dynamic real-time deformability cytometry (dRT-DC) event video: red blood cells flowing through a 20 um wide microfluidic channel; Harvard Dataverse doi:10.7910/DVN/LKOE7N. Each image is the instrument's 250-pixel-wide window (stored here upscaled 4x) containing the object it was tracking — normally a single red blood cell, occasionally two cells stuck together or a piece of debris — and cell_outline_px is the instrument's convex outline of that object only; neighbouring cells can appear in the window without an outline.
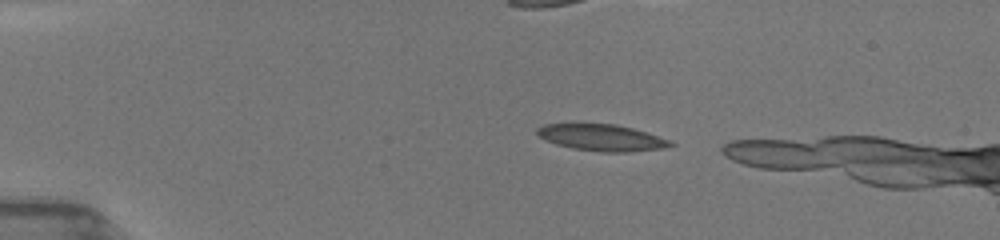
{"species": "common noctule bat (a hibernating species)", "species_latin": "Nyctalus noctula", "temperature_condition": "room temperature", "stored_images_in_passage": 18, "camera_frame_rate_fps": 3000, "um_per_image_px": 0.085, "animal": {"sex": "female", "body_mass_g": 19.5, "forearm_length_mm": 54.1}, "frame": {"image": 1, "passage_image": 6, "time_ms": 1.333, "image_size_px": [1000, 240], "cell_outline_px": [[676, 144], [664, 148], [628, 152], [600, 152], [572, 148], [556, 144], [544, 140], [536, 132], [536, 128], [544, 124], [616, 124], [632, 128], [672, 140]], "centroid_in_image_um": [51.16, 11.7], "position_along_channel_um": 33.8, "area_um2": 20.63}}